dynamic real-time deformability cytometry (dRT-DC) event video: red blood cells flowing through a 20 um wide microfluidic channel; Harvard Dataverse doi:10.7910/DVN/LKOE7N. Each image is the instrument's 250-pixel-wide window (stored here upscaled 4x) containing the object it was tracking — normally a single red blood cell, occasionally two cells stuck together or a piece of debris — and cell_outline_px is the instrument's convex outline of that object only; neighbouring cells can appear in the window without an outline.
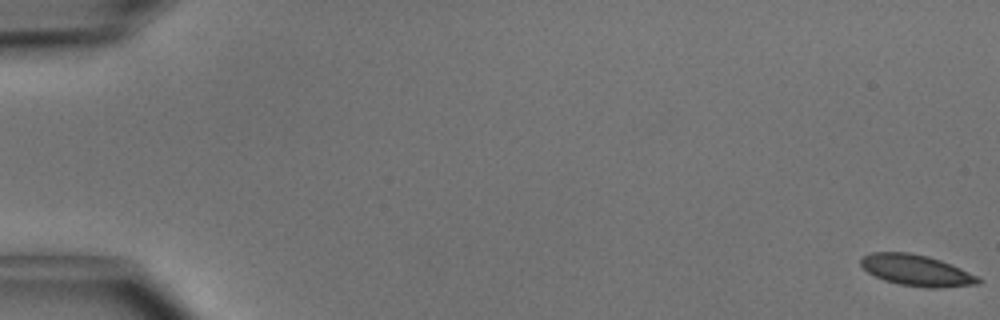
{"species": "common noctule bat (a hibernating species)", "species_latin": "Nyctalus noctula", "temperature_condition": "cold", "stored_images_in_passage": 51, "camera_frame_rate_fps": 3000, "um_per_image_px": 0.085, "animal": {"sex": "male", "body_mass_g": 15.6}, "frame": {"image": 1, "passage_image": 1, "time_ms": 0.0, "image_size_px": [1000, 320], "cell_outline_px": [[980, 284], [936, 288], [928, 288], [900, 284], [884, 280], [868, 272], [860, 264], [860, 256], [872, 252], [908, 252], [928, 256], [952, 264], [976, 276], [980, 280]], "centroid_in_image_um": [77.87, 22.97], "position_along_channel_um": 7.1, "area_um2": 21.21}}
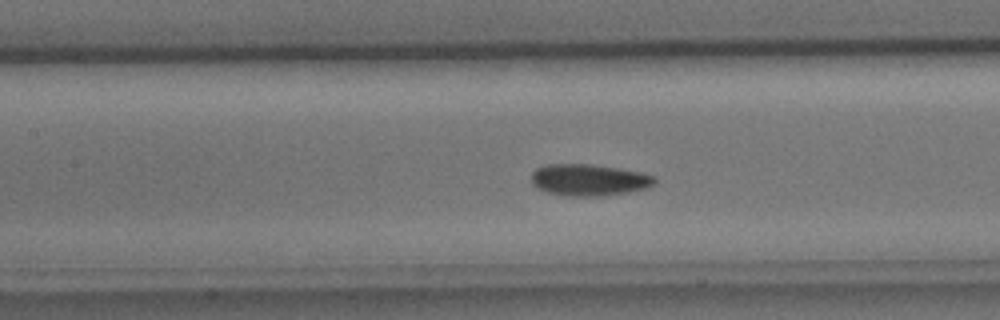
{"frame": {"image": 2, "passage_image": 24, "time_ms": 7.667, "image_size_px": [1000, 320], "cell_outline_px": [[656, 184], [648, 188], [628, 192], [596, 196], [568, 196], [548, 192], [536, 188], [532, 184], [532, 172], [536, 168], [548, 164], [588, 164], [616, 168], [640, 172], [656, 176]], "centroid_in_image_um": [50.07, 15.29], "position_along_channel_um": 157.3, "area_um2": 22.72}}
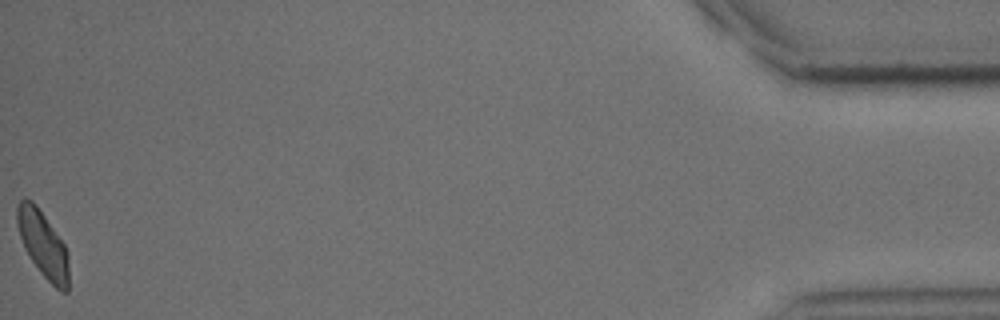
{"frame": {"image": 3, "passage_image": 51, "time_ms": 16.667, "image_size_px": [1000, 320], "cell_outline_px": [[68, 292], [60, 292], [40, 272], [24, 248], [20, 236], [16, 220], [16, 208], [20, 200], [24, 196], [32, 200], [36, 204], [64, 244], [68, 256]], "centroid_in_image_um": [3.64, 20.74], "position_along_channel_um": 431.6, "area_um2": 19.83}, "authors_computed_cell_mechanics": {"area_um2": 21.5016, "velocity_mm_per_s": 4.05, "shape_relaxation_time_tau1_ms": 3.0308, "shape_relaxation_time_tau2_ms": 7.2946, "deformation_change_tau1": 0.085, "deformation_change_tau2": 0.0752}}